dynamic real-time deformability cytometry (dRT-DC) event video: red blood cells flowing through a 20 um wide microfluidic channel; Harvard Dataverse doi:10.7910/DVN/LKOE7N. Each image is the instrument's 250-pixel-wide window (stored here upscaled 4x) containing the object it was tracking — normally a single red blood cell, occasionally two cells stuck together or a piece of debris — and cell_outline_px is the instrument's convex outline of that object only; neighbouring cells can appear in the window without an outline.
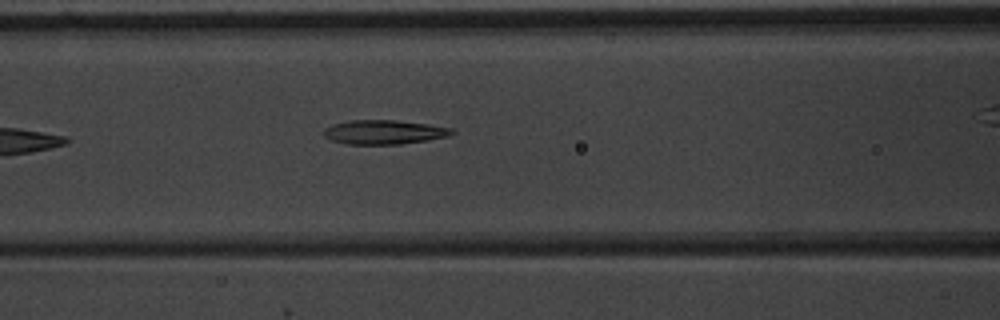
{"species": "common noctule bat (a hibernating species)", "species_latin": "Nyctalus noctula", "temperature_condition": "warm", "stored_images_in_passage": 7, "camera_frame_rate_fps": 3000, "um_per_image_px": 0.085, "animal": {"sex": "male", "body_mass_g": 20.1, "forearm_length_mm": 53.5}, "frame": {"image": 1, "passage_image": 6, "time_ms": 7.0, "image_size_px": [1000, 320], "cell_outline_px": [[456, 132], [448, 136], [428, 140], [400, 144], [348, 144], [332, 140], [324, 136], [324, 128], [332, 124], [348, 120], [396, 120], [428, 124], [452, 128]], "centroid_in_image_um": [32.65, 11.22], "position_along_channel_um": 134.0, "area_um2": 18.09}}